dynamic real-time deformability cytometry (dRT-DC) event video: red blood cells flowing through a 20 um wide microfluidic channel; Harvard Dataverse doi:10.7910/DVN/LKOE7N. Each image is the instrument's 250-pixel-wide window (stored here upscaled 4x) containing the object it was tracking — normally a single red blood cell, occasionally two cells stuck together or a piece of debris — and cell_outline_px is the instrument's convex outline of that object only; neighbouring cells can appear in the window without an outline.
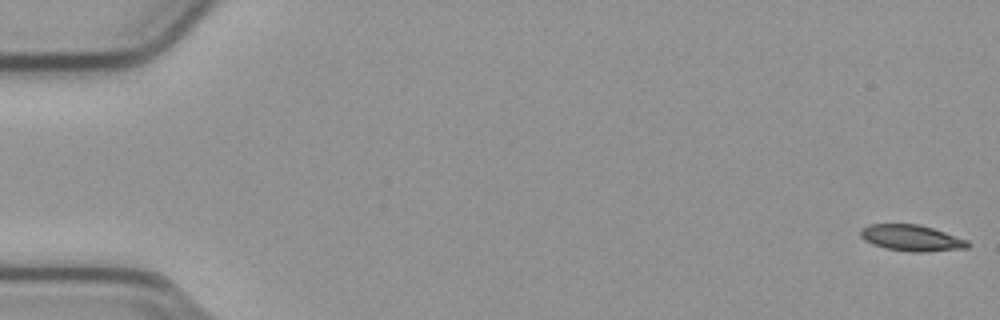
{"species": "common noctule bat (a hibernating species)", "species_latin": "Nyctalus noctula", "temperature_condition": "cold", "stored_images_in_passage": 56, "camera_frame_rate_fps": 3000, "um_per_image_px": 0.085, "animal": {"sex": "male", "body_mass_g": 23.1, "forearm_length_mm": 52.7}, "frame": {"image": 1, "passage_image": 1, "time_ms": 0.0, "image_size_px": [1000, 320], "cell_outline_px": [[968, 248], [924, 252], [912, 252], [884, 248], [872, 244], [864, 240], [860, 236], [860, 228], [868, 224], [916, 224], [932, 228], [968, 240]], "centroid_in_image_um": [77.43, 20.23], "position_along_channel_um": 7.6, "area_um2": 16.36}}
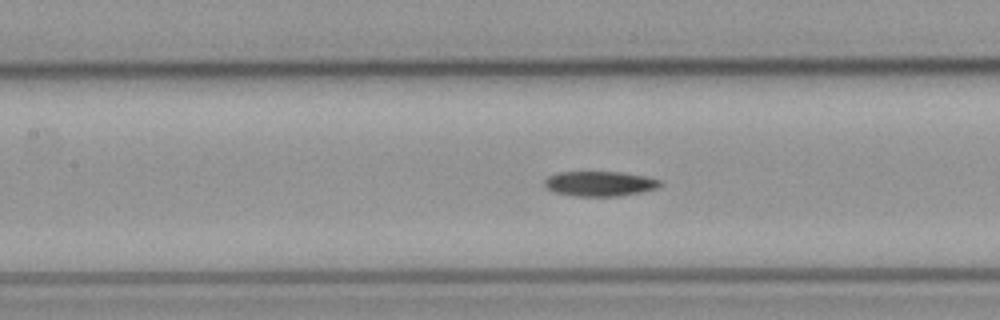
{"frame": {"image": 2, "passage_image": 25, "time_ms": 8.0, "image_size_px": [1000, 320], "cell_outline_px": [[664, 184], [660, 188], [620, 196], [576, 196], [552, 192], [544, 184], [544, 180], [548, 176], [560, 172], [620, 172], [644, 176], [660, 180]], "centroid_in_image_um": [51.0, 15.62], "position_along_channel_um": 156.4, "area_um2": 16.88}}
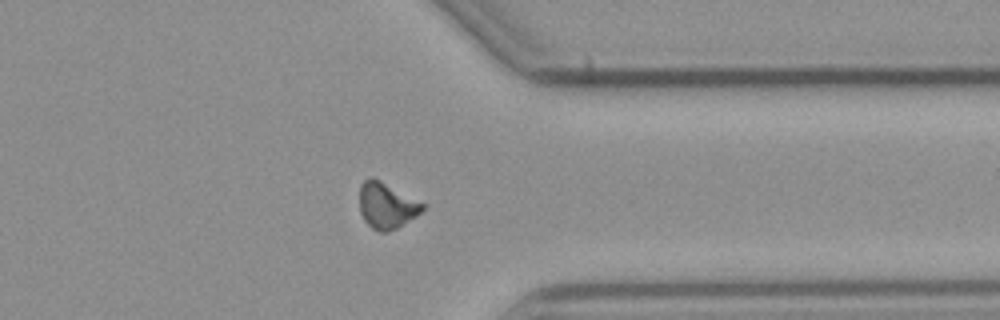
{"frame": {"image": 3, "passage_image": 43, "time_ms": 14.0, "image_size_px": [1000, 320], "cell_outline_px": [[424, 208], [416, 216], [396, 228], [388, 232], [380, 232], [372, 228], [364, 220], [360, 212], [360, 184], [368, 176], [372, 176], [380, 180], [424, 204]], "centroid_in_image_um": [32.82, 17.46], "position_along_channel_um": 378.6, "area_um2": 16.7}}